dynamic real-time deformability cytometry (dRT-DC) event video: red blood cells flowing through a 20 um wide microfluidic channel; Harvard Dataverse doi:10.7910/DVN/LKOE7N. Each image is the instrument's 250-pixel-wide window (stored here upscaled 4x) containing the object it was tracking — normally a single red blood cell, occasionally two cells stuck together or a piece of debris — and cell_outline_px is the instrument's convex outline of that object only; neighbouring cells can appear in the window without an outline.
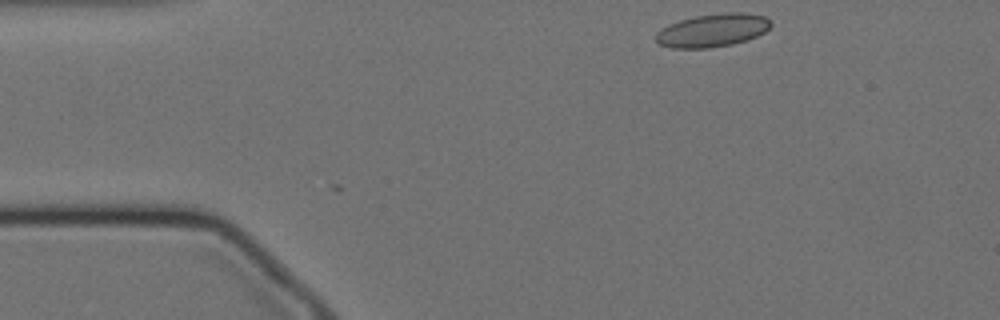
{"species": "Egyptian fruit bat (a non-hibernating species)", "species_latin": "Rousettus aegyptiacus", "temperature_condition": "cold", "stored_images_in_passage": 3, "camera_frame_rate_fps": 3000, "um_per_image_px": 0.085, "animal": {"sex": "female"}, "frame": {"image": 1, "passage_image": 1, "time_ms": 0.0, "image_size_px": [1000, 320], "cell_outline_px": [[772, 24], [764, 32], [748, 40], [732, 44], [708, 48], [672, 48], [660, 44], [656, 40], [656, 32], [668, 24], [680, 20], [696, 16], [724, 12], [744, 12], [764, 16], [772, 20]], "centroid_in_image_um": [60.59, 2.57], "position_along_channel_um": 24.4, "area_um2": 22.25}}